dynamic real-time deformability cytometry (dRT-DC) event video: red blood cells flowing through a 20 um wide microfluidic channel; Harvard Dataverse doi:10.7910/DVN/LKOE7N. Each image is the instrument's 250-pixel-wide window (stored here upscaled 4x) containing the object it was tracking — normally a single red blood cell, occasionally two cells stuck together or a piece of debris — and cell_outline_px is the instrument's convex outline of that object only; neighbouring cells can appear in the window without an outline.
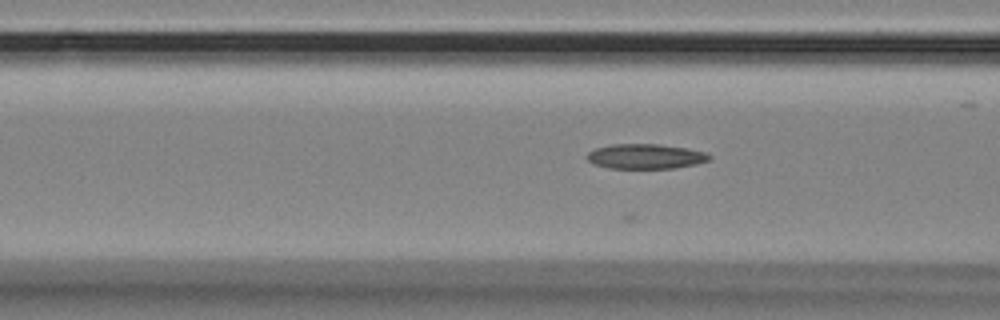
{"species": "Egyptian fruit bat (a non-hibernating species)", "species_latin": "Rousettus aegyptiacus", "temperature_condition": "room temperature", "stored_images_in_passage": 26, "camera_frame_rate_fps": 3000, "um_per_image_px": 0.085, "animal": {"sex": "female"}, "frame": {"image": 1, "passage_image": 18, "time_ms": 5.667, "image_size_px": [1000, 320], "cell_outline_px": [[712, 156], [708, 160], [696, 164], [676, 168], [608, 168], [596, 164], [588, 160], [584, 156], [588, 152], [596, 148], [612, 144], [660, 144], [688, 148], [704, 152]], "centroid_in_image_um": [54.86, 13.29], "position_along_channel_um": 111.7, "area_um2": 17.74}}
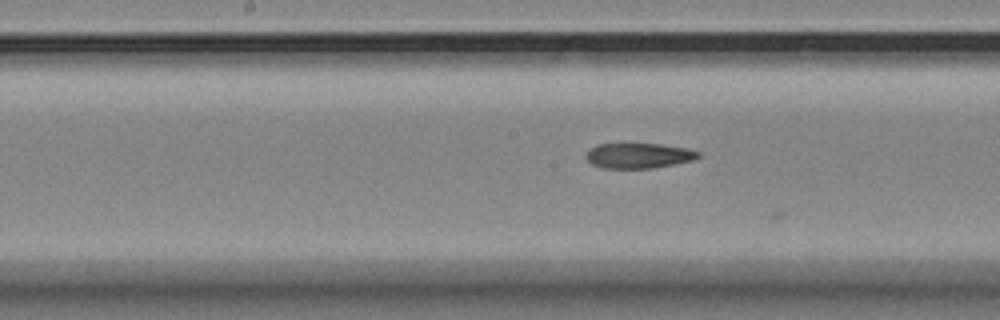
{"frame": {"image": 2, "passage_image": 25, "time_ms": 8.0, "image_size_px": [1000, 320], "cell_outline_px": [[700, 156], [692, 160], [652, 168], [604, 168], [592, 164], [584, 156], [592, 148], [600, 144], [660, 144], [688, 148], [700, 152]], "centroid_in_image_um": [54.3, 13.23], "position_along_channel_um": 193.9, "area_um2": 16.24}}